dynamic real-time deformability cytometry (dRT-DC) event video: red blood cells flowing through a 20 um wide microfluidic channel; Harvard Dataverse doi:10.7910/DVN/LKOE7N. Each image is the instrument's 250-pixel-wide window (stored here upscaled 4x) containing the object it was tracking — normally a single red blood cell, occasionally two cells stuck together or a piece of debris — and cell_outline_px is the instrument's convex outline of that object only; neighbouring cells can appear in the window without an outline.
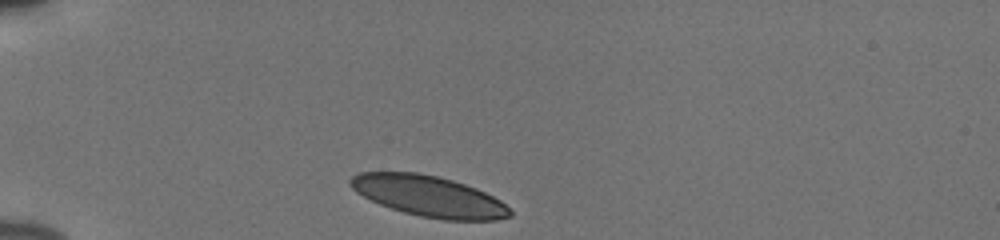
{"species": "human", "species_latin": "Homo sapiens", "temperature_condition": "cold", "stored_images_in_passage": 33, "camera_frame_rate_fps": 3000, "um_per_image_px": 0.085, "donor": {"sex": "male"}, "frame": {"image": 1, "passage_image": 1, "time_ms": 0.0, "image_size_px": [1000, 240], "cell_outline_px": [[512, 216], [496, 220], [444, 220], [420, 216], [404, 212], [380, 204], [356, 192], [348, 184], [348, 180], [352, 176], [360, 172], [416, 172], [436, 176], [452, 180], [476, 188], [500, 200], [512, 212]], "centroid_in_image_um": [36.44, 16.67], "position_along_channel_um": 48.6, "area_um2": 37.74}}
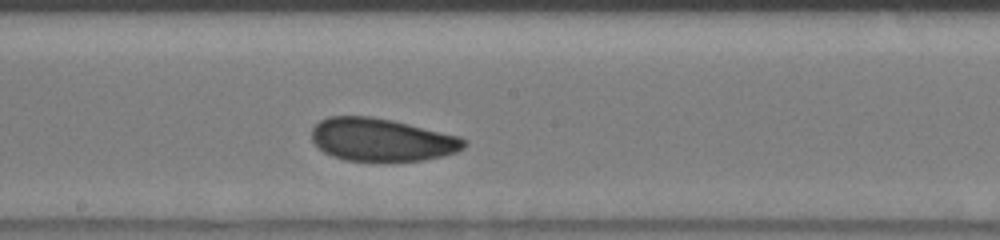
{"frame": {"image": 2, "passage_image": 17, "time_ms": 5.333, "image_size_px": [1000, 240], "cell_outline_px": [[468, 144], [464, 148], [456, 152], [444, 156], [424, 160], [344, 160], [332, 156], [324, 152], [312, 140], [312, 128], [320, 120], [328, 116], [368, 116], [392, 120], [460, 136], [468, 140]], "centroid_in_image_um": [32.47, 11.87], "position_along_channel_um": 215.7, "area_um2": 37.97}}
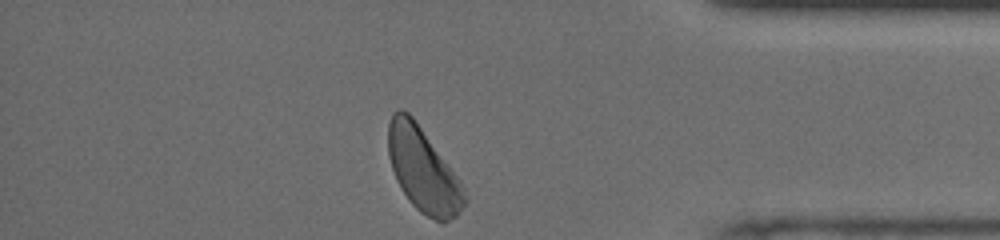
{"frame": {"image": 3, "passage_image": 33, "time_ms": 10.667, "image_size_px": [1000, 240], "cell_outline_px": [[468, 200], [460, 212], [456, 216], [444, 224], [420, 212], [408, 200], [396, 180], [388, 156], [388, 124], [392, 112], [396, 108], [400, 108], [408, 112], [412, 116], [460, 180], [464, 188]], "centroid_in_image_um": [35.96, 14.45], "position_along_channel_um": 399.2, "area_um2": 37.4}, "authors_computed_cell_mechanics": {"area_um2": 37.9746, "velocity_mm_per_s": 3.798, "shape_relaxation_time_tau1_ms": 4.6924, "shape_relaxation_time_tau2_ms": 2.942, "deformation_change_tau1": 0.0895, "deformation_change_tau2": 0.0779}}